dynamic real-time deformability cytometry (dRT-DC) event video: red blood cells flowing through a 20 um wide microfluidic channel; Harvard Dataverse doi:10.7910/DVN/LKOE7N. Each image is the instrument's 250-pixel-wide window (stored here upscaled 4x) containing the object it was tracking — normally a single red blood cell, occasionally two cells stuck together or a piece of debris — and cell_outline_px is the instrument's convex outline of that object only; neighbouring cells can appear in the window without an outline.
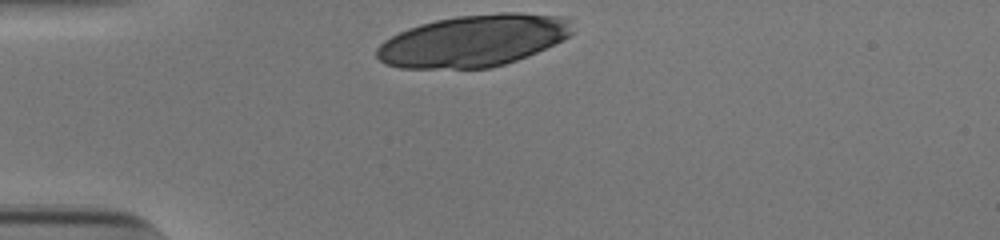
{"species": "human", "species_latin": "Homo sapiens", "temperature_condition": "cold", "stored_images_in_passage": 29, "camera_frame_rate_fps": 3000, "um_per_image_px": 0.085, "donor": {"sex": "male"}, "frame": {"image": 1, "passage_image": 1, "time_ms": 0.0, "image_size_px": [1000, 240], "cell_outline_px": [[572, 32], [568, 36], [528, 56], [504, 64], [488, 68], [400, 68], [384, 64], [376, 56], [376, 48], [384, 40], [408, 28], [420, 24], [436, 20], [456, 16], [500, 12], [520, 12], [564, 16], [568, 20]], "centroid_in_image_um": [40.2, 3.45], "position_along_channel_um": 44.8, "area_um2": 58.9}}